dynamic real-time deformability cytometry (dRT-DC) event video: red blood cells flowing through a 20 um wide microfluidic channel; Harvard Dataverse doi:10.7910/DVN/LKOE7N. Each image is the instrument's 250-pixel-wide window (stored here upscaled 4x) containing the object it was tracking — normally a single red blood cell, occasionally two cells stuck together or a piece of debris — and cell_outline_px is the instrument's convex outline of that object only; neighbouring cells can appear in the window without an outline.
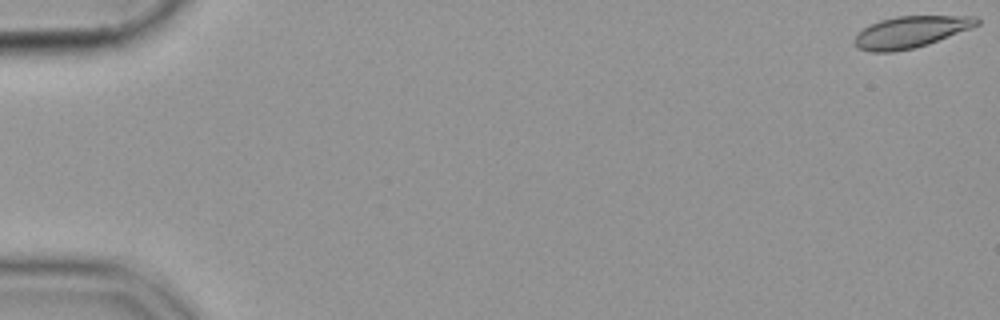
{"species": "common noctule bat (a hibernating species)", "species_latin": "Nyctalus noctula", "temperature_condition": "cold", "stored_images_in_passage": 56, "camera_frame_rate_fps": 3000, "um_per_image_px": 0.085, "animal": {"sex": "female", "body_mass_g": 19.9}, "frame": {"image": 1, "passage_image": 1, "time_ms": 0.0, "image_size_px": [1000, 320], "cell_outline_px": [[980, 24], [972, 28], [928, 44], [912, 48], [892, 52], [872, 52], [860, 48], [852, 40], [864, 28], [880, 20], [896, 16], [976, 16], [980, 20]], "centroid_in_image_um": [77.45, 2.71], "position_along_channel_um": 7.6, "area_um2": 22.31}}
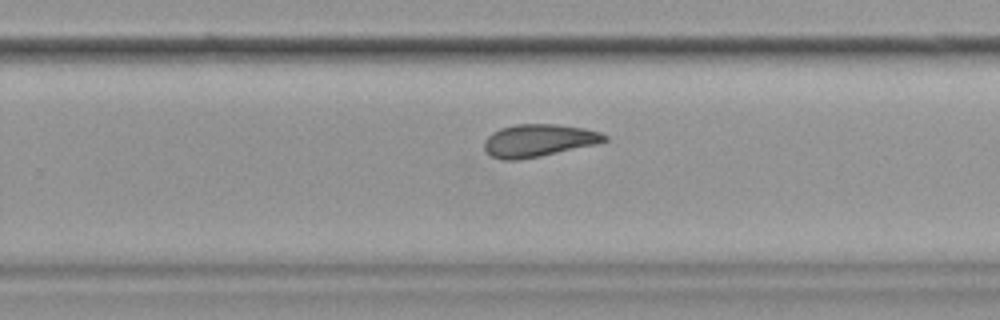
{"frame": {"image": 2, "passage_image": 37, "time_ms": 12.0, "image_size_px": [1000, 320], "cell_outline_px": [[608, 140], [596, 144], [540, 156], [520, 160], [500, 160], [492, 156], [484, 148], [484, 140], [492, 132], [500, 128], [516, 124], [556, 124], [584, 128], [600, 132], [608, 136]], "centroid_in_image_um": [45.77, 11.94], "position_along_channel_um": 284.0, "area_um2": 22.83}}
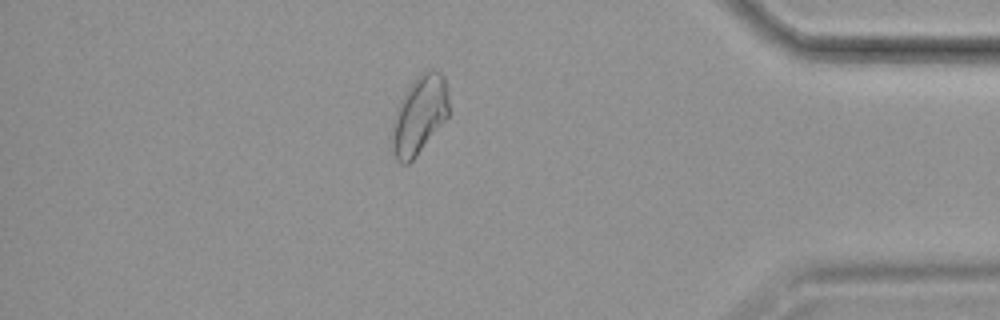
{"frame": {"image": 3, "passage_image": 49, "time_ms": 16.0, "image_size_px": [1000, 320], "cell_outline_px": [[448, 116], [416, 156], [408, 164], [400, 164], [396, 160], [392, 152], [388, 140], [388, 136], [392, 120], [396, 108], [404, 92], [420, 72], [428, 68], [436, 68], [444, 76], [448, 92]], "centroid_in_image_um": [35.58, 9.77], "position_along_channel_um": 399.6, "area_um2": 26.76}}